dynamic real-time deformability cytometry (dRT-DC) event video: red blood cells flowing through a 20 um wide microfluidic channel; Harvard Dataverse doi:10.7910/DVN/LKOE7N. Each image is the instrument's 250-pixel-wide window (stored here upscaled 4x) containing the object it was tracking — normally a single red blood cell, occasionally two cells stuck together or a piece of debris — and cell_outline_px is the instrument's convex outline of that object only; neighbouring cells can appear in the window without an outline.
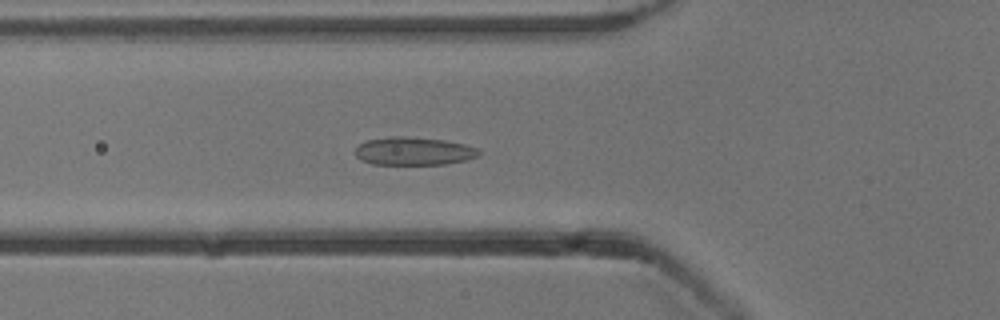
{"species": "common noctule bat (a hibernating species)", "species_latin": "Nyctalus noctula", "temperature_condition": "cold", "stored_images_in_passage": 52, "camera_frame_rate_fps": 3000, "um_per_image_px": 0.085, "animal": {"sex": "male", "body_mass_g": 13.3}, "frame": {"image": 1, "passage_image": 18, "time_ms": 5.667, "image_size_px": [1000, 320], "cell_outline_px": [[480, 156], [464, 160], [444, 164], [372, 164], [360, 160], [356, 156], [356, 148], [360, 144], [368, 140], [392, 136], [404, 136], [444, 140], [464, 144], [476, 148], [480, 152]], "centroid_in_image_um": [35.16, 12.85], "position_along_channel_um": 90.6, "area_um2": 20.06}}
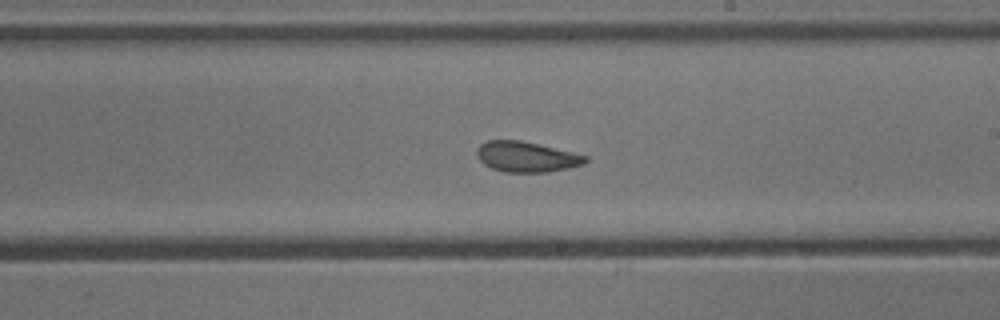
{"frame": {"image": 2, "passage_image": 30, "time_ms": 9.667, "image_size_px": [1000, 320], "cell_outline_px": [[588, 160], [584, 164], [568, 168], [548, 172], [504, 172], [492, 168], [484, 164], [476, 156], [476, 148], [480, 144], [488, 140], [520, 140], [572, 152], [588, 156]], "centroid_in_image_um": [44.73, 13.33], "position_along_channel_um": 244.3, "area_um2": 19.25}}
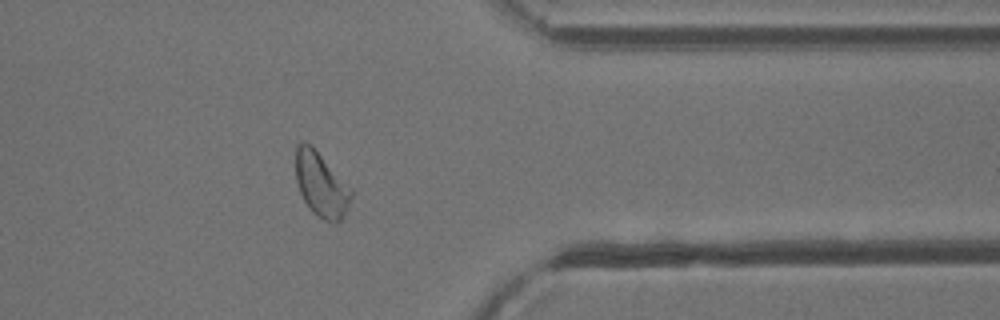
{"frame": {"image": 3, "passage_image": 42, "time_ms": 13.667, "image_size_px": [1000, 320], "cell_outline_px": [[352, 196], [340, 220], [324, 220], [316, 216], [312, 212], [304, 200], [300, 192], [296, 180], [296, 144], [304, 140], [352, 188]], "centroid_in_image_um": [27.26, 15.69], "position_along_channel_um": 384.1, "area_um2": 20.11}, "authors_computed_cell_mechanics": {"area_um2": 20.808, "velocity_mm_per_s": 3.8194, "shape_relaxation_time_tau1_ms": null, "shape_relaxation_time_tau2_ms": 2.07, "deformation_change_tau1": null, "deformation_change_tau2": 0.063}}